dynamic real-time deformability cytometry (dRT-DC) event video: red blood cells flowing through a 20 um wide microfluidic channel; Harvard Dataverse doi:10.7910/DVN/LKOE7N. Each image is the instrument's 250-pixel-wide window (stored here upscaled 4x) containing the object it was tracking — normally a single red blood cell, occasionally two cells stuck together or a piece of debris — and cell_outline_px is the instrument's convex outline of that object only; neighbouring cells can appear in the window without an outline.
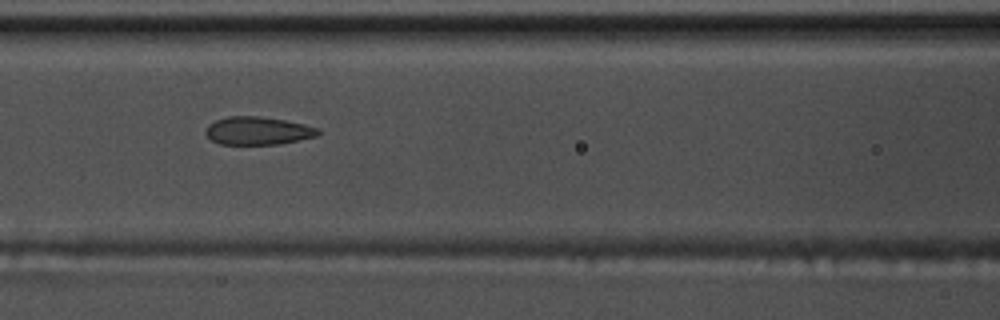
{"species": "common noctule bat (a hibernating species)", "species_latin": "Nyctalus noctula", "temperature_condition": "warm", "stored_images_in_passage": 38, "camera_frame_rate_fps": 3000, "um_per_image_px": 0.085, "animal": {"sex": "male", "body_mass_g": 17.5, "forearm_length_mm": 52.3}, "frame": {"image": 1, "passage_image": 7, "time_ms": 2.0, "image_size_px": [1000, 320], "cell_outline_px": [[320, 132], [316, 136], [276, 144], [220, 144], [212, 140], [204, 132], [208, 124], [216, 120], [228, 116], [256, 116], [284, 120], [304, 124], [320, 128]], "centroid_in_image_um": [21.89, 11.11], "position_along_channel_um": 144.7, "area_um2": 18.15}}
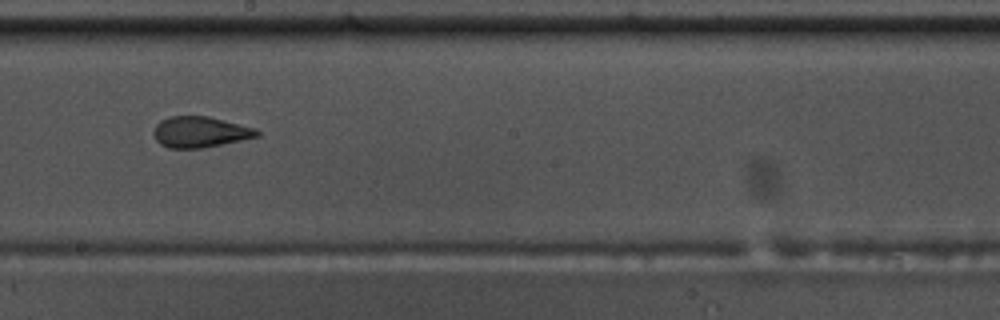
{"frame": {"image": 2, "passage_image": 14, "time_ms": 4.333, "image_size_px": [1000, 320], "cell_outline_px": [[260, 136], [204, 148], [168, 148], [160, 144], [156, 140], [152, 132], [156, 124], [160, 120], [168, 116], [208, 116], [256, 128], [260, 132]], "centroid_in_image_um": [16.99, 11.22], "position_along_channel_um": 231.2, "area_um2": 18.79}}
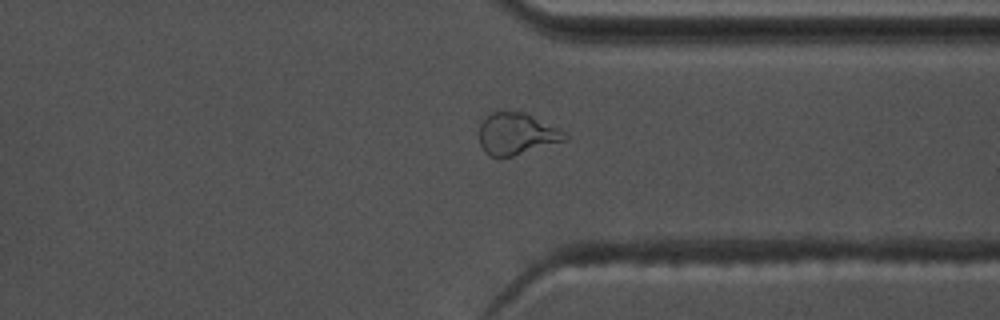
{"frame": {"image": 3, "passage_image": 25, "time_ms": 8.0, "image_size_px": [1000, 320], "cell_outline_px": [[568, 140], [512, 156], [488, 156], [484, 152], [480, 144], [480, 124], [492, 112], [524, 112], [564, 132], [568, 136]], "centroid_in_image_um": [43.9, 11.4], "position_along_channel_um": 367.5, "area_um2": 20.4}, "authors_computed_cell_mechanics": {"area_um2": 18.9873, "velocity_mm_per_s": 3.7307, "shape_relaxation_time_tau1_ms": 5.4627, "shape_relaxation_time_tau2_ms": 1.1296, "deformation_change_tau1": 0.1824, "deformation_change_tau2": 0.0852}}